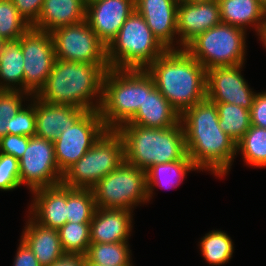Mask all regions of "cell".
Listing matches in <instances>:
<instances>
[{"label": "cell", "mask_w": 266, "mask_h": 266, "mask_svg": "<svg viewBox=\"0 0 266 266\" xmlns=\"http://www.w3.org/2000/svg\"><path fill=\"white\" fill-rule=\"evenodd\" d=\"M187 155L199 169L215 176H227L234 162L236 142L219 127L216 104L207 98L180 116Z\"/></svg>", "instance_id": "1"}, {"label": "cell", "mask_w": 266, "mask_h": 266, "mask_svg": "<svg viewBox=\"0 0 266 266\" xmlns=\"http://www.w3.org/2000/svg\"><path fill=\"white\" fill-rule=\"evenodd\" d=\"M108 63H80L56 59L44 86L35 95L40 101L99 110L103 78Z\"/></svg>", "instance_id": "2"}, {"label": "cell", "mask_w": 266, "mask_h": 266, "mask_svg": "<svg viewBox=\"0 0 266 266\" xmlns=\"http://www.w3.org/2000/svg\"><path fill=\"white\" fill-rule=\"evenodd\" d=\"M145 69L180 115L206 99V69L185 49H167Z\"/></svg>", "instance_id": "3"}, {"label": "cell", "mask_w": 266, "mask_h": 266, "mask_svg": "<svg viewBox=\"0 0 266 266\" xmlns=\"http://www.w3.org/2000/svg\"><path fill=\"white\" fill-rule=\"evenodd\" d=\"M116 131L123 139L124 161L144 171L152 165L182 160L187 155L181 121L168 128L123 124Z\"/></svg>", "instance_id": "4"}, {"label": "cell", "mask_w": 266, "mask_h": 266, "mask_svg": "<svg viewBox=\"0 0 266 266\" xmlns=\"http://www.w3.org/2000/svg\"><path fill=\"white\" fill-rule=\"evenodd\" d=\"M154 86L146 69H108L103 78L99 108L105 128L117 130L128 123L143 104L145 92Z\"/></svg>", "instance_id": "5"}, {"label": "cell", "mask_w": 266, "mask_h": 266, "mask_svg": "<svg viewBox=\"0 0 266 266\" xmlns=\"http://www.w3.org/2000/svg\"><path fill=\"white\" fill-rule=\"evenodd\" d=\"M166 50L145 19L134 11L107 46V62L109 68L145 69Z\"/></svg>", "instance_id": "6"}, {"label": "cell", "mask_w": 266, "mask_h": 266, "mask_svg": "<svg viewBox=\"0 0 266 266\" xmlns=\"http://www.w3.org/2000/svg\"><path fill=\"white\" fill-rule=\"evenodd\" d=\"M124 162V143L116 130H106L92 147L62 176L71 188L92 189L95 184Z\"/></svg>", "instance_id": "7"}, {"label": "cell", "mask_w": 266, "mask_h": 266, "mask_svg": "<svg viewBox=\"0 0 266 266\" xmlns=\"http://www.w3.org/2000/svg\"><path fill=\"white\" fill-rule=\"evenodd\" d=\"M247 31L219 23L194 38L184 49L207 70L245 63Z\"/></svg>", "instance_id": "8"}, {"label": "cell", "mask_w": 266, "mask_h": 266, "mask_svg": "<svg viewBox=\"0 0 266 266\" xmlns=\"http://www.w3.org/2000/svg\"><path fill=\"white\" fill-rule=\"evenodd\" d=\"M97 208L127 209L148 201L146 171L126 161L100 179L92 188Z\"/></svg>", "instance_id": "9"}, {"label": "cell", "mask_w": 266, "mask_h": 266, "mask_svg": "<svg viewBox=\"0 0 266 266\" xmlns=\"http://www.w3.org/2000/svg\"><path fill=\"white\" fill-rule=\"evenodd\" d=\"M56 59L80 63H108L107 46L84 20L51 32Z\"/></svg>", "instance_id": "10"}, {"label": "cell", "mask_w": 266, "mask_h": 266, "mask_svg": "<svg viewBox=\"0 0 266 266\" xmlns=\"http://www.w3.org/2000/svg\"><path fill=\"white\" fill-rule=\"evenodd\" d=\"M107 129L99 110L87 111L72 127L53 142L55 159L63 174L75 164Z\"/></svg>", "instance_id": "11"}, {"label": "cell", "mask_w": 266, "mask_h": 266, "mask_svg": "<svg viewBox=\"0 0 266 266\" xmlns=\"http://www.w3.org/2000/svg\"><path fill=\"white\" fill-rule=\"evenodd\" d=\"M24 58V92L34 96L44 86L56 60L50 32L30 27L21 36Z\"/></svg>", "instance_id": "12"}, {"label": "cell", "mask_w": 266, "mask_h": 266, "mask_svg": "<svg viewBox=\"0 0 266 266\" xmlns=\"http://www.w3.org/2000/svg\"><path fill=\"white\" fill-rule=\"evenodd\" d=\"M20 183L30 192L44 187L60 184L63 174L60 172L54 151L53 141L32 136L27 148L18 160Z\"/></svg>", "instance_id": "13"}, {"label": "cell", "mask_w": 266, "mask_h": 266, "mask_svg": "<svg viewBox=\"0 0 266 266\" xmlns=\"http://www.w3.org/2000/svg\"><path fill=\"white\" fill-rule=\"evenodd\" d=\"M245 64L216 67L206 71V98L213 103H229L250 110L257 92L241 71Z\"/></svg>", "instance_id": "14"}, {"label": "cell", "mask_w": 266, "mask_h": 266, "mask_svg": "<svg viewBox=\"0 0 266 266\" xmlns=\"http://www.w3.org/2000/svg\"><path fill=\"white\" fill-rule=\"evenodd\" d=\"M221 23L217 0L179 1L177 7L178 49H184L194 38Z\"/></svg>", "instance_id": "15"}, {"label": "cell", "mask_w": 266, "mask_h": 266, "mask_svg": "<svg viewBox=\"0 0 266 266\" xmlns=\"http://www.w3.org/2000/svg\"><path fill=\"white\" fill-rule=\"evenodd\" d=\"M134 11L135 0H98L86 6V21L108 46Z\"/></svg>", "instance_id": "16"}, {"label": "cell", "mask_w": 266, "mask_h": 266, "mask_svg": "<svg viewBox=\"0 0 266 266\" xmlns=\"http://www.w3.org/2000/svg\"><path fill=\"white\" fill-rule=\"evenodd\" d=\"M178 3L179 0H135V11L166 49H178Z\"/></svg>", "instance_id": "17"}, {"label": "cell", "mask_w": 266, "mask_h": 266, "mask_svg": "<svg viewBox=\"0 0 266 266\" xmlns=\"http://www.w3.org/2000/svg\"><path fill=\"white\" fill-rule=\"evenodd\" d=\"M133 211L96 208L90 222L91 243L128 242L133 228Z\"/></svg>", "instance_id": "18"}, {"label": "cell", "mask_w": 266, "mask_h": 266, "mask_svg": "<svg viewBox=\"0 0 266 266\" xmlns=\"http://www.w3.org/2000/svg\"><path fill=\"white\" fill-rule=\"evenodd\" d=\"M29 214L41 225L58 230L67 222L66 186L62 183L31 192Z\"/></svg>", "instance_id": "19"}, {"label": "cell", "mask_w": 266, "mask_h": 266, "mask_svg": "<svg viewBox=\"0 0 266 266\" xmlns=\"http://www.w3.org/2000/svg\"><path fill=\"white\" fill-rule=\"evenodd\" d=\"M86 112V109L78 107L43 102L35 96V135L54 142L61 132L72 127Z\"/></svg>", "instance_id": "20"}, {"label": "cell", "mask_w": 266, "mask_h": 266, "mask_svg": "<svg viewBox=\"0 0 266 266\" xmlns=\"http://www.w3.org/2000/svg\"><path fill=\"white\" fill-rule=\"evenodd\" d=\"M28 215L20 239L28 245L41 266H50L65 254L58 231L39 224Z\"/></svg>", "instance_id": "21"}, {"label": "cell", "mask_w": 266, "mask_h": 266, "mask_svg": "<svg viewBox=\"0 0 266 266\" xmlns=\"http://www.w3.org/2000/svg\"><path fill=\"white\" fill-rule=\"evenodd\" d=\"M217 1L222 23L241 28L245 31L250 27L254 28L255 34L259 36L260 40L266 29V9L258 0Z\"/></svg>", "instance_id": "22"}, {"label": "cell", "mask_w": 266, "mask_h": 266, "mask_svg": "<svg viewBox=\"0 0 266 266\" xmlns=\"http://www.w3.org/2000/svg\"><path fill=\"white\" fill-rule=\"evenodd\" d=\"M180 114L154 86L145 92V100L135 116L125 124L150 128H168L180 122Z\"/></svg>", "instance_id": "23"}, {"label": "cell", "mask_w": 266, "mask_h": 266, "mask_svg": "<svg viewBox=\"0 0 266 266\" xmlns=\"http://www.w3.org/2000/svg\"><path fill=\"white\" fill-rule=\"evenodd\" d=\"M86 20L83 0H44L39 19L32 28L44 32Z\"/></svg>", "instance_id": "24"}, {"label": "cell", "mask_w": 266, "mask_h": 266, "mask_svg": "<svg viewBox=\"0 0 266 266\" xmlns=\"http://www.w3.org/2000/svg\"><path fill=\"white\" fill-rule=\"evenodd\" d=\"M196 170L199 171L188 155L182 160L152 165L146 170L148 201H150L153 198V194H155L153 192L155 190L154 187L165 189L177 188L178 185L183 183L188 172Z\"/></svg>", "instance_id": "25"}, {"label": "cell", "mask_w": 266, "mask_h": 266, "mask_svg": "<svg viewBox=\"0 0 266 266\" xmlns=\"http://www.w3.org/2000/svg\"><path fill=\"white\" fill-rule=\"evenodd\" d=\"M24 58L21 37L7 40L0 52V90L24 92Z\"/></svg>", "instance_id": "26"}, {"label": "cell", "mask_w": 266, "mask_h": 266, "mask_svg": "<svg viewBox=\"0 0 266 266\" xmlns=\"http://www.w3.org/2000/svg\"><path fill=\"white\" fill-rule=\"evenodd\" d=\"M128 243H91L86 259L98 266H134Z\"/></svg>", "instance_id": "27"}, {"label": "cell", "mask_w": 266, "mask_h": 266, "mask_svg": "<svg viewBox=\"0 0 266 266\" xmlns=\"http://www.w3.org/2000/svg\"><path fill=\"white\" fill-rule=\"evenodd\" d=\"M241 152V153H240ZM236 153L244 163L255 168L266 167V129L251 125L236 143Z\"/></svg>", "instance_id": "28"}, {"label": "cell", "mask_w": 266, "mask_h": 266, "mask_svg": "<svg viewBox=\"0 0 266 266\" xmlns=\"http://www.w3.org/2000/svg\"><path fill=\"white\" fill-rule=\"evenodd\" d=\"M201 254L209 265L221 266L232 259L234 244L231 237L221 230H211L199 243Z\"/></svg>", "instance_id": "29"}, {"label": "cell", "mask_w": 266, "mask_h": 266, "mask_svg": "<svg viewBox=\"0 0 266 266\" xmlns=\"http://www.w3.org/2000/svg\"><path fill=\"white\" fill-rule=\"evenodd\" d=\"M219 116V127L236 143L251 126L250 110L229 103H215Z\"/></svg>", "instance_id": "30"}, {"label": "cell", "mask_w": 266, "mask_h": 266, "mask_svg": "<svg viewBox=\"0 0 266 266\" xmlns=\"http://www.w3.org/2000/svg\"><path fill=\"white\" fill-rule=\"evenodd\" d=\"M67 222L90 223L96 210L92 189L66 186Z\"/></svg>", "instance_id": "31"}, {"label": "cell", "mask_w": 266, "mask_h": 266, "mask_svg": "<svg viewBox=\"0 0 266 266\" xmlns=\"http://www.w3.org/2000/svg\"><path fill=\"white\" fill-rule=\"evenodd\" d=\"M57 231L65 254L86 255L91 244L90 223L66 222Z\"/></svg>", "instance_id": "32"}, {"label": "cell", "mask_w": 266, "mask_h": 266, "mask_svg": "<svg viewBox=\"0 0 266 266\" xmlns=\"http://www.w3.org/2000/svg\"><path fill=\"white\" fill-rule=\"evenodd\" d=\"M31 26L19 15L11 0H0V36L19 39Z\"/></svg>", "instance_id": "33"}, {"label": "cell", "mask_w": 266, "mask_h": 266, "mask_svg": "<svg viewBox=\"0 0 266 266\" xmlns=\"http://www.w3.org/2000/svg\"><path fill=\"white\" fill-rule=\"evenodd\" d=\"M27 92L18 90H0V139L9 134L11 118L24 106L22 103L30 101Z\"/></svg>", "instance_id": "34"}, {"label": "cell", "mask_w": 266, "mask_h": 266, "mask_svg": "<svg viewBox=\"0 0 266 266\" xmlns=\"http://www.w3.org/2000/svg\"><path fill=\"white\" fill-rule=\"evenodd\" d=\"M36 132L35 95L11 118L9 134L32 137Z\"/></svg>", "instance_id": "35"}, {"label": "cell", "mask_w": 266, "mask_h": 266, "mask_svg": "<svg viewBox=\"0 0 266 266\" xmlns=\"http://www.w3.org/2000/svg\"><path fill=\"white\" fill-rule=\"evenodd\" d=\"M21 186L18 160L0 153V190L13 191Z\"/></svg>", "instance_id": "36"}, {"label": "cell", "mask_w": 266, "mask_h": 266, "mask_svg": "<svg viewBox=\"0 0 266 266\" xmlns=\"http://www.w3.org/2000/svg\"><path fill=\"white\" fill-rule=\"evenodd\" d=\"M30 137L7 134L0 139V153L11 155L19 160L24 154Z\"/></svg>", "instance_id": "37"}, {"label": "cell", "mask_w": 266, "mask_h": 266, "mask_svg": "<svg viewBox=\"0 0 266 266\" xmlns=\"http://www.w3.org/2000/svg\"><path fill=\"white\" fill-rule=\"evenodd\" d=\"M19 15L32 27L37 20L44 0H11Z\"/></svg>", "instance_id": "38"}, {"label": "cell", "mask_w": 266, "mask_h": 266, "mask_svg": "<svg viewBox=\"0 0 266 266\" xmlns=\"http://www.w3.org/2000/svg\"><path fill=\"white\" fill-rule=\"evenodd\" d=\"M251 125L266 129V90L256 93L250 109Z\"/></svg>", "instance_id": "39"}, {"label": "cell", "mask_w": 266, "mask_h": 266, "mask_svg": "<svg viewBox=\"0 0 266 266\" xmlns=\"http://www.w3.org/2000/svg\"><path fill=\"white\" fill-rule=\"evenodd\" d=\"M16 251L13 266H41L31 249L22 239Z\"/></svg>", "instance_id": "40"}, {"label": "cell", "mask_w": 266, "mask_h": 266, "mask_svg": "<svg viewBox=\"0 0 266 266\" xmlns=\"http://www.w3.org/2000/svg\"><path fill=\"white\" fill-rule=\"evenodd\" d=\"M86 256L78 254H64L50 266H85Z\"/></svg>", "instance_id": "41"}, {"label": "cell", "mask_w": 266, "mask_h": 266, "mask_svg": "<svg viewBox=\"0 0 266 266\" xmlns=\"http://www.w3.org/2000/svg\"><path fill=\"white\" fill-rule=\"evenodd\" d=\"M260 41L262 42V44L264 45V47L266 48V29L262 35V37L260 38Z\"/></svg>", "instance_id": "42"}, {"label": "cell", "mask_w": 266, "mask_h": 266, "mask_svg": "<svg viewBox=\"0 0 266 266\" xmlns=\"http://www.w3.org/2000/svg\"><path fill=\"white\" fill-rule=\"evenodd\" d=\"M183 2H206V1H211V0H179Z\"/></svg>", "instance_id": "43"}, {"label": "cell", "mask_w": 266, "mask_h": 266, "mask_svg": "<svg viewBox=\"0 0 266 266\" xmlns=\"http://www.w3.org/2000/svg\"><path fill=\"white\" fill-rule=\"evenodd\" d=\"M95 1H98V0H83L85 6H88Z\"/></svg>", "instance_id": "44"}, {"label": "cell", "mask_w": 266, "mask_h": 266, "mask_svg": "<svg viewBox=\"0 0 266 266\" xmlns=\"http://www.w3.org/2000/svg\"><path fill=\"white\" fill-rule=\"evenodd\" d=\"M6 42V40L3 38V37H1L0 36V52H1V50H2V48H3V44Z\"/></svg>", "instance_id": "45"}, {"label": "cell", "mask_w": 266, "mask_h": 266, "mask_svg": "<svg viewBox=\"0 0 266 266\" xmlns=\"http://www.w3.org/2000/svg\"><path fill=\"white\" fill-rule=\"evenodd\" d=\"M258 1L266 9V0H258Z\"/></svg>", "instance_id": "46"}, {"label": "cell", "mask_w": 266, "mask_h": 266, "mask_svg": "<svg viewBox=\"0 0 266 266\" xmlns=\"http://www.w3.org/2000/svg\"><path fill=\"white\" fill-rule=\"evenodd\" d=\"M85 266H98V265H95V264H93V263H90V262L86 259Z\"/></svg>", "instance_id": "47"}]
</instances>
